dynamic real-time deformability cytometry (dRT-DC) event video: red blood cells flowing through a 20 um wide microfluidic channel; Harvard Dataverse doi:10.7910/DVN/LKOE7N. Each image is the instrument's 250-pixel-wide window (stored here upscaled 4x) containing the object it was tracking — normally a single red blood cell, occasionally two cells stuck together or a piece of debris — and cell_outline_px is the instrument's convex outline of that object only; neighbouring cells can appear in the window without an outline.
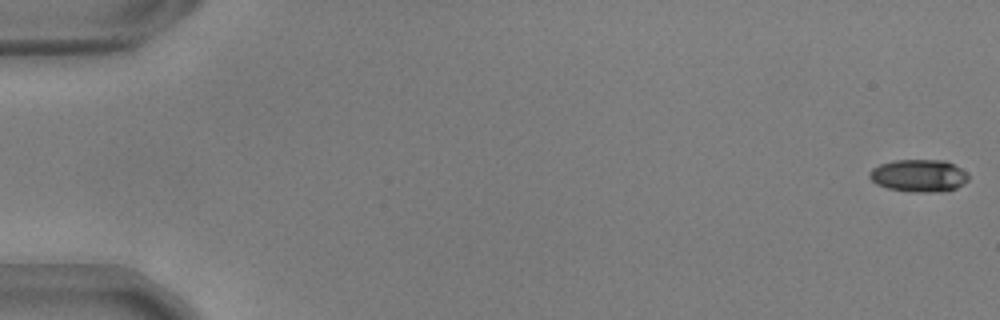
{"species": "common noctule bat (a hibernating species)", "species_latin": "Nyctalus noctula", "temperature_condition": "warm", "stored_images_in_passage": 55, "camera_frame_rate_fps": 3000, "um_per_image_px": 0.085, "animal": {"sex": "male", "body_mass_g": 17.9, "forearm_length_mm": 54.2}, "frame": {"image": 1, "passage_image": 1, "time_ms": 0.0, "image_size_px": [1000, 320], "cell_outline_px": [[968, 180], [964, 184], [956, 188], [940, 192], [912, 192], [888, 188], [876, 184], [868, 176], [868, 172], [872, 168], [880, 164], [892, 160], [944, 160], [968, 172]], "centroid_in_image_um": [78.09, 14.93], "position_along_channel_um": 6.9, "area_um2": 18.84}}
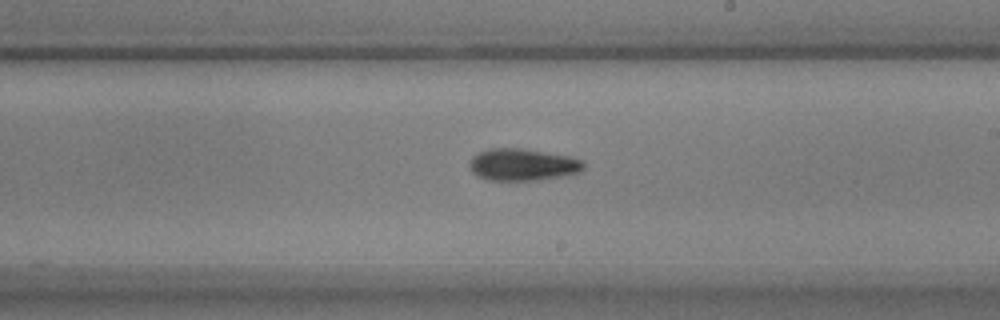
{"frame": {"image": 2, "passage_image": 33, "time_ms": 10.667, "image_size_px": [1000, 320], "cell_outline_px": [[584, 168], [580, 172], [564, 176], [540, 180], [488, 180], [476, 176], [468, 168], [468, 164], [472, 156], [488, 148], [520, 148], [572, 156], [584, 160]], "centroid_in_image_um": [44.43, 13.99], "position_along_channel_um": 244.6, "area_um2": 21.68}}
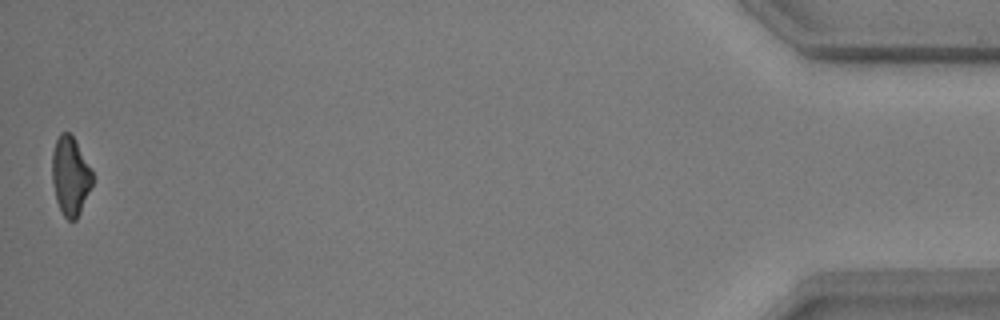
{"frame": {"image": 3, "passage_image": 55, "time_ms": 18.0, "image_size_px": [1000, 320], "cell_outline_px": [[92, 184], [80, 212], [76, 220], [68, 220], [64, 216], [56, 200], [52, 180], [52, 152], [56, 140], [60, 132], [68, 132], [76, 140], [92, 168]], "centroid_in_image_um": [5.98, 14.92], "position_along_channel_um": 429.2, "area_um2": 18.5}, "authors_computed_cell_mechanics": {"area_um2": 19.7098, "velocity_mm_per_s": 3.7065, "shape_relaxation_time_tau1_ms": 6.9177, "shape_relaxation_time_tau2_ms": null, "deformation_change_tau1": 0.154, "deformation_change_tau2": null}}